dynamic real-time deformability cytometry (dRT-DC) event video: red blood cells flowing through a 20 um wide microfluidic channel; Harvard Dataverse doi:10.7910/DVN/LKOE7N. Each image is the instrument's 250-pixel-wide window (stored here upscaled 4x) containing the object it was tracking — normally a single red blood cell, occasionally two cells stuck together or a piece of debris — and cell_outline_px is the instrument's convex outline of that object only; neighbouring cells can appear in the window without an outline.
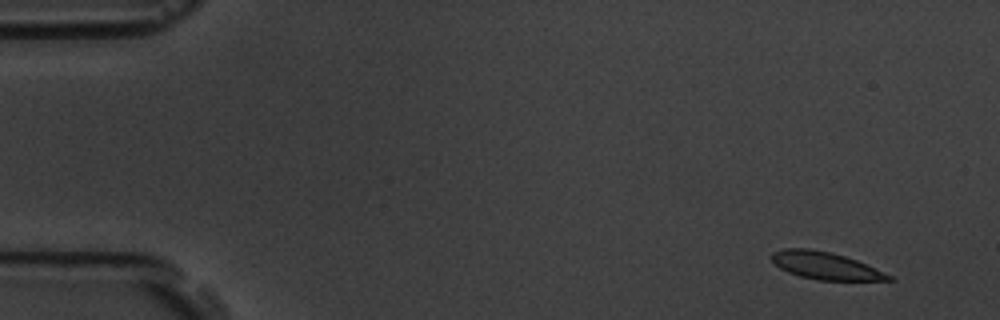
{"species": "common noctule bat (a hibernating species)", "species_latin": "Nyctalus noctula", "temperature_condition": "room temperature", "stored_images_in_passage": 6, "camera_frame_rate_fps": 3000, "um_per_image_px": 0.085, "animal": {"sex": "male", "body_mass_g": 19.5, "forearm_length_mm": 54.6}, "frame": {"image": 1, "passage_image": 1, "time_ms": 0.0, "image_size_px": [1000, 320], "cell_outline_px": [[896, 280], [816, 280], [800, 276], [788, 272], [780, 268], [772, 260], [772, 252], [784, 248], [808, 248], [828, 252], [844, 256], [856, 260], [892, 276]], "centroid_in_image_um": [70.13, 22.58], "position_along_channel_um": 14.9, "area_um2": 18.32}}
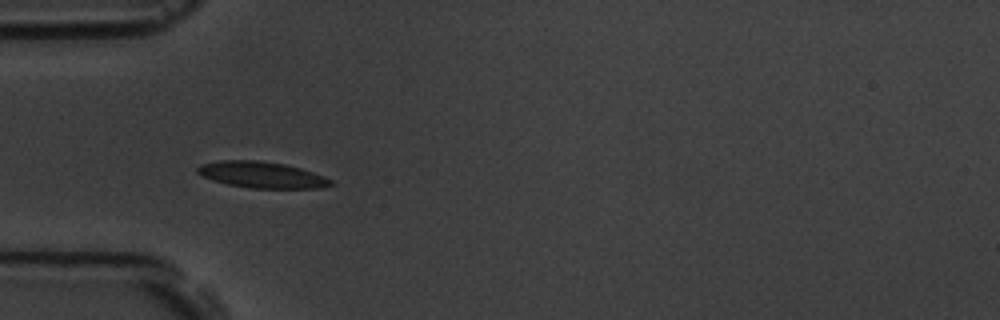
{"frame": {"image": 2, "passage_image": 5, "time_ms": 4.667, "image_size_px": [1000, 320], "cell_outline_px": [[336, 184], [320, 188], [248, 188], [228, 184], [212, 180], [200, 176], [196, 172], [196, 168], [200, 164], [220, 160], [256, 160], [284, 164], [300, 168], [324, 176], [332, 180]], "centroid_in_image_um": [22.22, 14.86], "position_along_channel_um": 62.8, "area_um2": 20.52}}
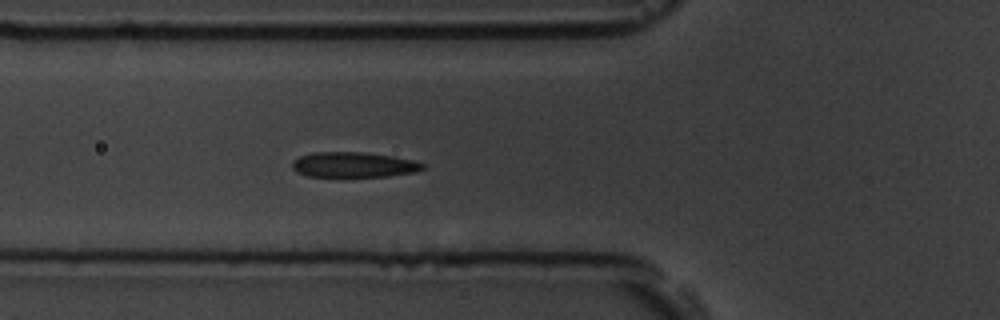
{"frame": {"image": 3, "passage_image": 6, "time_ms": 5.667, "image_size_px": [1000, 320], "cell_outline_px": [[424, 168], [416, 172], [388, 176], [308, 176], [296, 172], [292, 168], [292, 164], [300, 156], [312, 152], [364, 152], [392, 156], [412, 160], [424, 164]], "centroid_in_image_um": [30.06, 14.0], "position_along_channel_um": 95.7, "area_um2": 19.02}}